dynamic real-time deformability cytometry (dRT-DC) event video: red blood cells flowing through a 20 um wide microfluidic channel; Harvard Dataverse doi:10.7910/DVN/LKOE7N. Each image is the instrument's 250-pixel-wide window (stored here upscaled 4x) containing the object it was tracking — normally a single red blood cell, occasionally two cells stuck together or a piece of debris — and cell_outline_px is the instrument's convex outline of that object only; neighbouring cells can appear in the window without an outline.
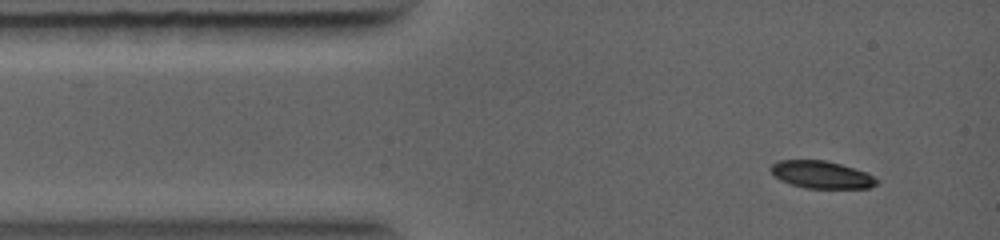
{"species": "common noctule bat (a hibernating species)", "species_latin": "Nyctalus noctula", "temperature_condition": "warm", "stored_images_in_passage": 51, "camera_frame_rate_fps": 5000, "um_per_image_px": 0.085, "animal": {"sex": "female", "body_mass_g": 19.0, "forearm_length_mm": 56.7}, "frame": {"image": 1, "passage_image": 4, "time_ms": 0.6, "image_size_px": [1000, 240], "cell_outline_px": [[880, 180], [876, 184], [868, 188], [804, 188], [780, 180], [768, 168], [772, 164], [780, 160], [824, 160], [840, 164], [864, 172]], "centroid_in_image_um": [69.8, 14.85], "position_along_channel_um": 15.2, "area_um2": 16.7}}
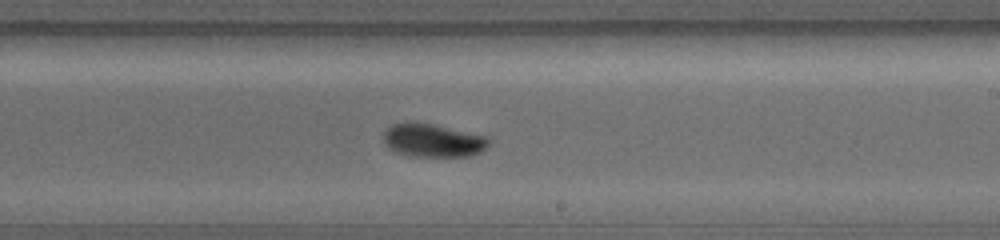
{"frame": {"image": 2, "passage_image": 31, "time_ms": 6.0, "image_size_px": [1000, 240], "cell_outline_px": [[492, 140], [480, 152], [468, 156], [412, 156], [396, 152], [388, 148], [384, 144], [384, 132], [392, 124], [432, 124], [488, 136]], "centroid_in_image_um": [36.83, 11.96], "position_along_channel_um": 252.2, "area_um2": 20.0}}
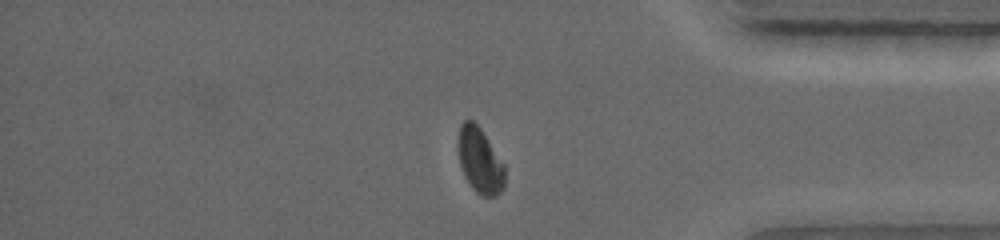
{"frame": {"image": 3, "passage_image": 46, "time_ms": 9.0, "image_size_px": [1000, 240], "cell_outline_px": [[504, 188], [496, 196], [480, 196], [472, 188], [464, 176], [460, 164], [456, 144], [460, 124], [464, 120], [472, 120], [480, 128], [504, 164]], "centroid_in_image_um": [40.76, 13.65], "position_along_channel_um": 394.4, "area_um2": 17.92}}